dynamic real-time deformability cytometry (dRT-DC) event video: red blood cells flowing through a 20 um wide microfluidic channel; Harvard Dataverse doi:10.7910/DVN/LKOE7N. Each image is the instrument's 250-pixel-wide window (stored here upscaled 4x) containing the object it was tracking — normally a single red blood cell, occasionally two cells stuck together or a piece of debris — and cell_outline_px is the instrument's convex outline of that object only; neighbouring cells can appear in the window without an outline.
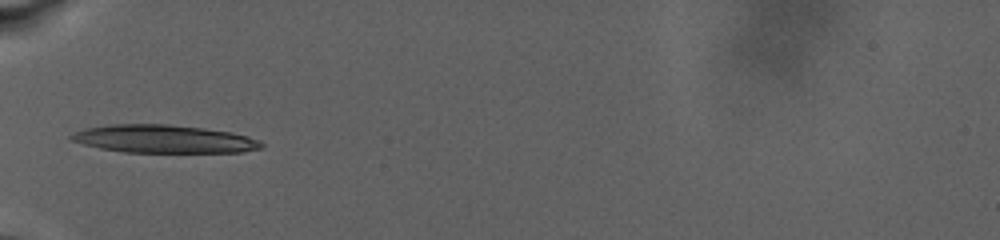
{"species": "human", "species_latin": "Homo sapiens", "temperature_condition": "warm", "stored_images_in_passage": 44, "camera_frame_rate_fps": 3000, "um_per_image_px": 0.085, "donor": {"sex": "male"}, "frame": {"image": 1, "passage_image": 1, "time_ms": 0.0, "image_size_px": [1000, 240], "cell_outline_px": [[264, 148], [244, 152], [124, 152], [100, 148], [68, 140], [68, 136], [72, 132], [84, 128], [108, 124], [168, 124], [204, 128], [232, 132], [248, 136], [260, 140], [264, 144]], "centroid_in_image_um": [13.92, 11.81], "position_along_channel_um": 71.1, "area_um2": 31.39}}
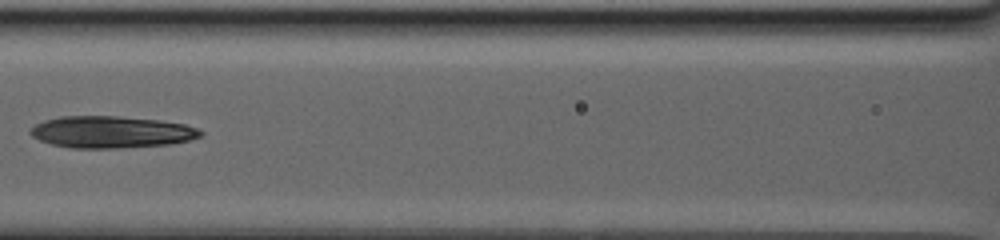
{"frame": {"image": 2, "passage_image": 9, "time_ms": 3.333, "image_size_px": [1000, 240], "cell_outline_px": [[204, 132], [200, 136], [188, 140], [168, 144], [116, 148], [72, 148], [52, 144], [40, 140], [32, 136], [28, 132], [36, 124], [44, 120], [60, 116], [116, 116], [156, 120], [184, 124], [196, 128]], "centroid_in_image_um": [9.41, 11.22], "position_along_channel_um": 157.2, "area_um2": 31.27}}
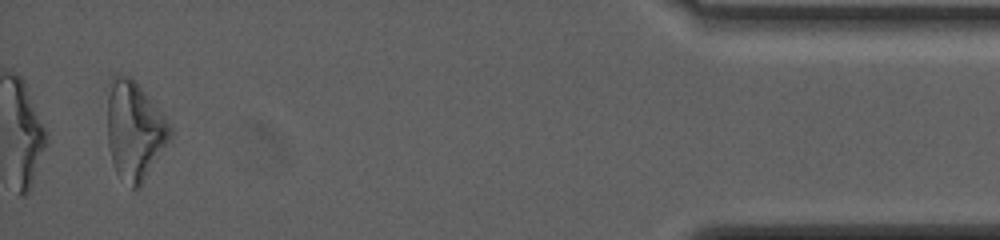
{"frame": {"image": 3, "passage_image": 41, "time_ms": 15.333, "image_size_px": [1000, 240], "cell_outline_px": [[172, 136], [140, 188], [132, 188], [116, 172], [112, 160], [108, 144], [108, 96], [112, 72], [116, 72], [128, 76], [140, 88], [164, 116], [172, 128]], "centroid_in_image_um": [11.42, 11.1], "position_along_channel_um": 423.8, "area_um2": 35.55}, "authors_computed_cell_mechanics": {"area_um2": 31.79, "velocity_mm_per_s": 2.7331, "shape_relaxation_time_tau1_ms": 8.7993, "shape_relaxation_time_tau2_ms": null, "deformation_change_tau1": 0.2483, "deformation_change_tau2": null}}